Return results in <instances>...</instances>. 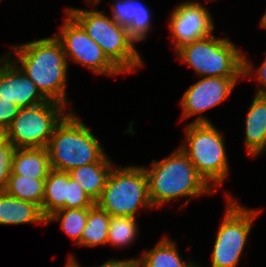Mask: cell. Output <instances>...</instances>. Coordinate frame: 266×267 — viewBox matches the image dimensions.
I'll list each match as a JSON object with an SVG mask.
<instances>
[{
	"mask_svg": "<svg viewBox=\"0 0 266 267\" xmlns=\"http://www.w3.org/2000/svg\"><path fill=\"white\" fill-rule=\"evenodd\" d=\"M12 61L35 83L50 101L67 104L68 61L55 35L13 47ZM19 64V65H18Z\"/></svg>",
	"mask_w": 266,
	"mask_h": 267,
	"instance_id": "1",
	"label": "cell"
},
{
	"mask_svg": "<svg viewBox=\"0 0 266 267\" xmlns=\"http://www.w3.org/2000/svg\"><path fill=\"white\" fill-rule=\"evenodd\" d=\"M151 163L152 168L143 166V169L153 208L179 197L195 198L217 191L204 180L180 148L169 157L161 161L152 160Z\"/></svg>",
	"mask_w": 266,
	"mask_h": 267,
	"instance_id": "2",
	"label": "cell"
},
{
	"mask_svg": "<svg viewBox=\"0 0 266 267\" xmlns=\"http://www.w3.org/2000/svg\"><path fill=\"white\" fill-rule=\"evenodd\" d=\"M71 110L55 127L46 150L51 169L70 170L96 162H112L98 139Z\"/></svg>",
	"mask_w": 266,
	"mask_h": 267,
	"instance_id": "3",
	"label": "cell"
},
{
	"mask_svg": "<svg viewBox=\"0 0 266 267\" xmlns=\"http://www.w3.org/2000/svg\"><path fill=\"white\" fill-rule=\"evenodd\" d=\"M178 58L202 77H246L254 70L250 60L229 38H216L210 34L176 51Z\"/></svg>",
	"mask_w": 266,
	"mask_h": 267,
	"instance_id": "4",
	"label": "cell"
},
{
	"mask_svg": "<svg viewBox=\"0 0 266 267\" xmlns=\"http://www.w3.org/2000/svg\"><path fill=\"white\" fill-rule=\"evenodd\" d=\"M101 48L107 58L122 72L130 73L143 65L125 26L109 18L104 11L65 9Z\"/></svg>",
	"mask_w": 266,
	"mask_h": 267,
	"instance_id": "5",
	"label": "cell"
},
{
	"mask_svg": "<svg viewBox=\"0 0 266 267\" xmlns=\"http://www.w3.org/2000/svg\"><path fill=\"white\" fill-rule=\"evenodd\" d=\"M185 132L186 141L179 146L180 149L209 185H221L229 174L221 132L202 115L188 124Z\"/></svg>",
	"mask_w": 266,
	"mask_h": 267,
	"instance_id": "6",
	"label": "cell"
},
{
	"mask_svg": "<svg viewBox=\"0 0 266 267\" xmlns=\"http://www.w3.org/2000/svg\"><path fill=\"white\" fill-rule=\"evenodd\" d=\"M95 204L110 216L132 218L141 208H153L143 166L112 168Z\"/></svg>",
	"mask_w": 266,
	"mask_h": 267,
	"instance_id": "7",
	"label": "cell"
},
{
	"mask_svg": "<svg viewBox=\"0 0 266 267\" xmlns=\"http://www.w3.org/2000/svg\"><path fill=\"white\" fill-rule=\"evenodd\" d=\"M64 108L65 105L50 100L20 108L5 129L4 138L15 148H46L55 127L68 114Z\"/></svg>",
	"mask_w": 266,
	"mask_h": 267,
	"instance_id": "8",
	"label": "cell"
},
{
	"mask_svg": "<svg viewBox=\"0 0 266 267\" xmlns=\"http://www.w3.org/2000/svg\"><path fill=\"white\" fill-rule=\"evenodd\" d=\"M226 197L228 204L214 242L211 267H237L253 221L261 212L239 205L231 195Z\"/></svg>",
	"mask_w": 266,
	"mask_h": 267,
	"instance_id": "9",
	"label": "cell"
},
{
	"mask_svg": "<svg viewBox=\"0 0 266 267\" xmlns=\"http://www.w3.org/2000/svg\"><path fill=\"white\" fill-rule=\"evenodd\" d=\"M55 37L60 41L66 60L81 64L94 74L118 75L122 73L103 53L102 48L86 33L83 27L67 12ZM69 58V59H68Z\"/></svg>",
	"mask_w": 266,
	"mask_h": 267,
	"instance_id": "10",
	"label": "cell"
},
{
	"mask_svg": "<svg viewBox=\"0 0 266 267\" xmlns=\"http://www.w3.org/2000/svg\"><path fill=\"white\" fill-rule=\"evenodd\" d=\"M213 24L210 12L200 2L189 1L177 5L169 20L175 50L212 34Z\"/></svg>",
	"mask_w": 266,
	"mask_h": 267,
	"instance_id": "11",
	"label": "cell"
},
{
	"mask_svg": "<svg viewBox=\"0 0 266 267\" xmlns=\"http://www.w3.org/2000/svg\"><path fill=\"white\" fill-rule=\"evenodd\" d=\"M244 77H203L191 85L181 99L182 118L202 114L224 101L232 92L238 80Z\"/></svg>",
	"mask_w": 266,
	"mask_h": 267,
	"instance_id": "12",
	"label": "cell"
},
{
	"mask_svg": "<svg viewBox=\"0 0 266 267\" xmlns=\"http://www.w3.org/2000/svg\"><path fill=\"white\" fill-rule=\"evenodd\" d=\"M11 53L0 58V97L20 108L47 102L35 83L11 60Z\"/></svg>",
	"mask_w": 266,
	"mask_h": 267,
	"instance_id": "13",
	"label": "cell"
},
{
	"mask_svg": "<svg viewBox=\"0 0 266 267\" xmlns=\"http://www.w3.org/2000/svg\"><path fill=\"white\" fill-rule=\"evenodd\" d=\"M110 5L111 17L127 28L130 37L135 42L146 39L151 27V13L139 0H116Z\"/></svg>",
	"mask_w": 266,
	"mask_h": 267,
	"instance_id": "14",
	"label": "cell"
},
{
	"mask_svg": "<svg viewBox=\"0 0 266 267\" xmlns=\"http://www.w3.org/2000/svg\"><path fill=\"white\" fill-rule=\"evenodd\" d=\"M245 125L247 153L255 157L266 149V94H255Z\"/></svg>",
	"mask_w": 266,
	"mask_h": 267,
	"instance_id": "15",
	"label": "cell"
},
{
	"mask_svg": "<svg viewBox=\"0 0 266 267\" xmlns=\"http://www.w3.org/2000/svg\"><path fill=\"white\" fill-rule=\"evenodd\" d=\"M47 224L39 206L17 199L0 191V225H19L27 223Z\"/></svg>",
	"mask_w": 266,
	"mask_h": 267,
	"instance_id": "16",
	"label": "cell"
},
{
	"mask_svg": "<svg viewBox=\"0 0 266 267\" xmlns=\"http://www.w3.org/2000/svg\"><path fill=\"white\" fill-rule=\"evenodd\" d=\"M51 171L46 148H16L11 174L46 179Z\"/></svg>",
	"mask_w": 266,
	"mask_h": 267,
	"instance_id": "17",
	"label": "cell"
},
{
	"mask_svg": "<svg viewBox=\"0 0 266 267\" xmlns=\"http://www.w3.org/2000/svg\"><path fill=\"white\" fill-rule=\"evenodd\" d=\"M113 166L112 162H96L74 168L68 174L95 203L105 187Z\"/></svg>",
	"mask_w": 266,
	"mask_h": 267,
	"instance_id": "18",
	"label": "cell"
},
{
	"mask_svg": "<svg viewBox=\"0 0 266 267\" xmlns=\"http://www.w3.org/2000/svg\"><path fill=\"white\" fill-rule=\"evenodd\" d=\"M140 267H198L194 261H183L172 239L163 238L156 246L138 257Z\"/></svg>",
	"mask_w": 266,
	"mask_h": 267,
	"instance_id": "19",
	"label": "cell"
},
{
	"mask_svg": "<svg viewBox=\"0 0 266 267\" xmlns=\"http://www.w3.org/2000/svg\"><path fill=\"white\" fill-rule=\"evenodd\" d=\"M68 192V172L51 169L45 179L43 204L41 207L44 217L60 209H65V199Z\"/></svg>",
	"mask_w": 266,
	"mask_h": 267,
	"instance_id": "20",
	"label": "cell"
},
{
	"mask_svg": "<svg viewBox=\"0 0 266 267\" xmlns=\"http://www.w3.org/2000/svg\"><path fill=\"white\" fill-rule=\"evenodd\" d=\"M111 216L96 204L88 208V219L81 234V246L107 244Z\"/></svg>",
	"mask_w": 266,
	"mask_h": 267,
	"instance_id": "21",
	"label": "cell"
},
{
	"mask_svg": "<svg viewBox=\"0 0 266 267\" xmlns=\"http://www.w3.org/2000/svg\"><path fill=\"white\" fill-rule=\"evenodd\" d=\"M45 179L10 174L5 192L17 199L31 202L40 208L43 204Z\"/></svg>",
	"mask_w": 266,
	"mask_h": 267,
	"instance_id": "22",
	"label": "cell"
},
{
	"mask_svg": "<svg viewBox=\"0 0 266 267\" xmlns=\"http://www.w3.org/2000/svg\"><path fill=\"white\" fill-rule=\"evenodd\" d=\"M87 219L88 208H65L56 211L46 220L47 224L60 220V228L73 239L77 245L81 246V234L86 226Z\"/></svg>",
	"mask_w": 266,
	"mask_h": 267,
	"instance_id": "23",
	"label": "cell"
},
{
	"mask_svg": "<svg viewBox=\"0 0 266 267\" xmlns=\"http://www.w3.org/2000/svg\"><path fill=\"white\" fill-rule=\"evenodd\" d=\"M137 234L136 218L111 216L107 244H111L114 247H125L135 241Z\"/></svg>",
	"mask_w": 266,
	"mask_h": 267,
	"instance_id": "24",
	"label": "cell"
},
{
	"mask_svg": "<svg viewBox=\"0 0 266 267\" xmlns=\"http://www.w3.org/2000/svg\"><path fill=\"white\" fill-rule=\"evenodd\" d=\"M15 149L6 138L0 140V191L7 187Z\"/></svg>",
	"mask_w": 266,
	"mask_h": 267,
	"instance_id": "25",
	"label": "cell"
},
{
	"mask_svg": "<svg viewBox=\"0 0 266 267\" xmlns=\"http://www.w3.org/2000/svg\"><path fill=\"white\" fill-rule=\"evenodd\" d=\"M94 204L82 187L68 174V192L67 199H65V208H90Z\"/></svg>",
	"mask_w": 266,
	"mask_h": 267,
	"instance_id": "26",
	"label": "cell"
},
{
	"mask_svg": "<svg viewBox=\"0 0 266 267\" xmlns=\"http://www.w3.org/2000/svg\"><path fill=\"white\" fill-rule=\"evenodd\" d=\"M20 107L11 101H6L0 97V129L5 131L14 117L18 114Z\"/></svg>",
	"mask_w": 266,
	"mask_h": 267,
	"instance_id": "27",
	"label": "cell"
},
{
	"mask_svg": "<svg viewBox=\"0 0 266 267\" xmlns=\"http://www.w3.org/2000/svg\"><path fill=\"white\" fill-rule=\"evenodd\" d=\"M97 267H140L139 259L116 260L111 259Z\"/></svg>",
	"mask_w": 266,
	"mask_h": 267,
	"instance_id": "28",
	"label": "cell"
},
{
	"mask_svg": "<svg viewBox=\"0 0 266 267\" xmlns=\"http://www.w3.org/2000/svg\"><path fill=\"white\" fill-rule=\"evenodd\" d=\"M255 77H257L256 79L263 84V88L259 85L256 94H266V57L260 68L257 69Z\"/></svg>",
	"mask_w": 266,
	"mask_h": 267,
	"instance_id": "29",
	"label": "cell"
},
{
	"mask_svg": "<svg viewBox=\"0 0 266 267\" xmlns=\"http://www.w3.org/2000/svg\"><path fill=\"white\" fill-rule=\"evenodd\" d=\"M66 267H81V265L75 260L76 258L71 254L68 257Z\"/></svg>",
	"mask_w": 266,
	"mask_h": 267,
	"instance_id": "30",
	"label": "cell"
},
{
	"mask_svg": "<svg viewBox=\"0 0 266 267\" xmlns=\"http://www.w3.org/2000/svg\"><path fill=\"white\" fill-rule=\"evenodd\" d=\"M260 26L266 29V12L262 16V19L260 21Z\"/></svg>",
	"mask_w": 266,
	"mask_h": 267,
	"instance_id": "31",
	"label": "cell"
},
{
	"mask_svg": "<svg viewBox=\"0 0 266 267\" xmlns=\"http://www.w3.org/2000/svg\"><path fill=\"white\" fill-rule=\"evenodd\" d=\"M88 1L89 4L93 3L94 6H96V4H98L101 0H86Z\"/></svg>",
	"mask_w": 266,
	"mask_h": 267,
	"instance_id": "32",
	"label": "cell"
},
{
	"mask_svg": "<svg viewBox=\"0 0 266 267\" xmlns=\"http://www.w3.org/2000/svg\"><path fill=\"white\" fill-rule=\"evenodd\" d=\"M4 138V131H2L1 129H0V140H2Z\"/></svg>",
	"mask_w": 266,
	"mask_h": 267,
	"instance_id": "33",
	"label": "cell"
}]
</instances>
